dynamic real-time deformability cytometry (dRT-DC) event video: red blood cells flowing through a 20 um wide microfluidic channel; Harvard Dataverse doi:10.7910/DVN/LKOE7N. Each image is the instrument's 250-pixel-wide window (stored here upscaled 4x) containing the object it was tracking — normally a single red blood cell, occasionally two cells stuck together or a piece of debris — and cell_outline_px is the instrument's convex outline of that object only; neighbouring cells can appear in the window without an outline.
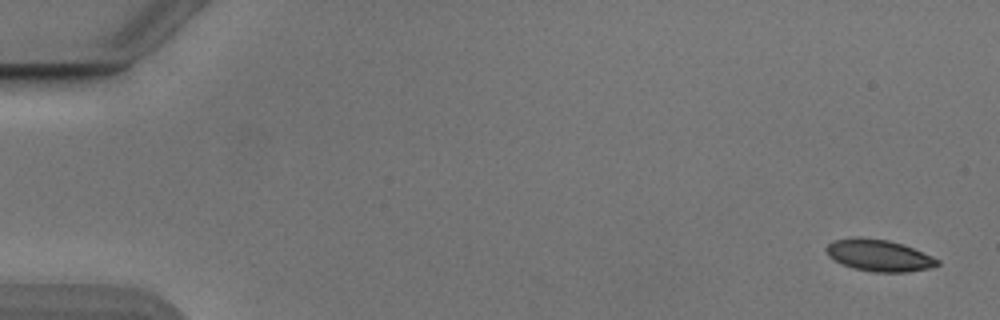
{"species": "Egyptian fruit bat (a non-hibernating species)", "species_latin": "Rousettus aegyptiacus", "temperature_condition": "cold", "stored_images_in_passage": 52, "camera_frame_rate_fps": 3000, "um_per_image_px": 0.085, "animal": {"sex": "male"}, "frame": {"image": 1, "passage_image": 1, "time_ms": 0.0, "image_size_px": [1000, 320], "cell_outline_px": [[940, 264], [932, 268], [908, 272], [876, 272], [852, 268], [828, 256], [824, 248], [832, 240], [852, 236], [860, 236], [888, 240], [904, 244], [932, 256], [940, 260]], "centroid_in_image_um": [74.71, 21.69], "position_along_channel_um": 10.3, "area_um2": 20.87}}
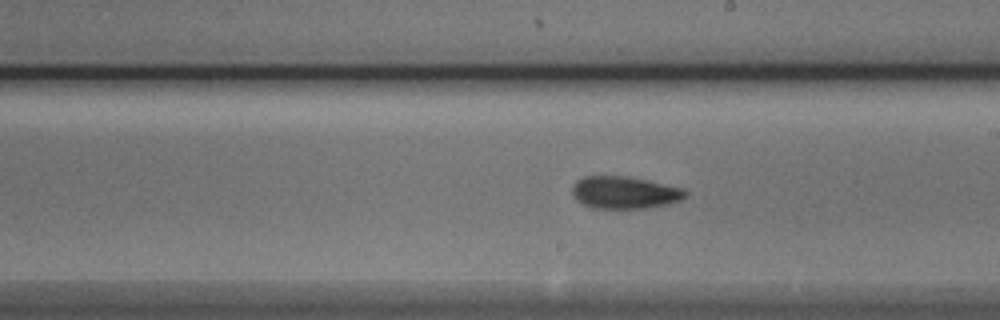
{"frame": {"image": 2, "passage_image": 30, "time_ms": 9.667, "image_size_px": [1000, 320], "cell_outline_px": [[688, 196], [680, 200], [668, 204], [648, 208], [592, 208], [576, 200], [572, 196], [572, 188], [576, 180], [584, 176], [628, 176], [648, 180], [684, 188], [688, 192]], "centroid_in_image_um": [53.1, 16.36], "position_along_channel_um": 235.9, "area_um2": 21.56}}
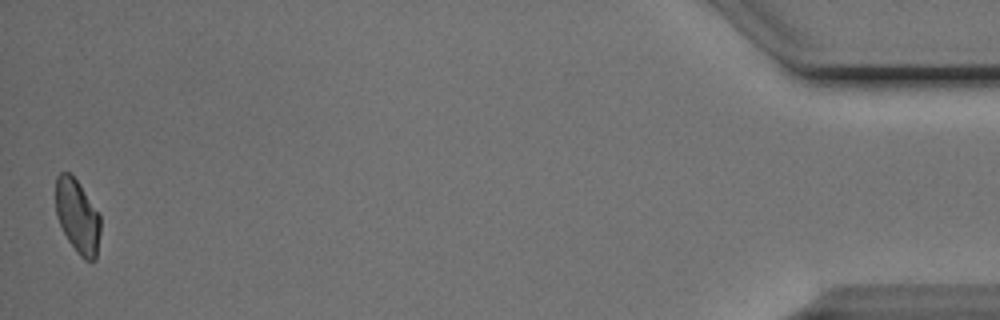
{"frame": {"image": 3, "passage_image": 52, "time_ms": 17.0, "image_size_px": [1000, 320], "cell_outline_px": [[100, 232], [96, 260], [84, 260], [76, 252], [68, 240], [56, 216], [56, 176], [60, 172], [68, 172], [80, 184], [100, 216]], "centroid_in_image_um": [6.58, 18.4], "position_along_channel_um": 428.6, "area_um2": 19.13}, "authors_computed_cell_mechanics": {"area_um2": 20.7502, "velocity_mm_per_s": 3.8623, "shape_relaxation_time_tau1_ms": 4.6352, "shape_relaxation_time_tau2_ms": 3.5155, "deformation_change_tau1": 0.1196, "deformation_change_tau2": 0.0869}}